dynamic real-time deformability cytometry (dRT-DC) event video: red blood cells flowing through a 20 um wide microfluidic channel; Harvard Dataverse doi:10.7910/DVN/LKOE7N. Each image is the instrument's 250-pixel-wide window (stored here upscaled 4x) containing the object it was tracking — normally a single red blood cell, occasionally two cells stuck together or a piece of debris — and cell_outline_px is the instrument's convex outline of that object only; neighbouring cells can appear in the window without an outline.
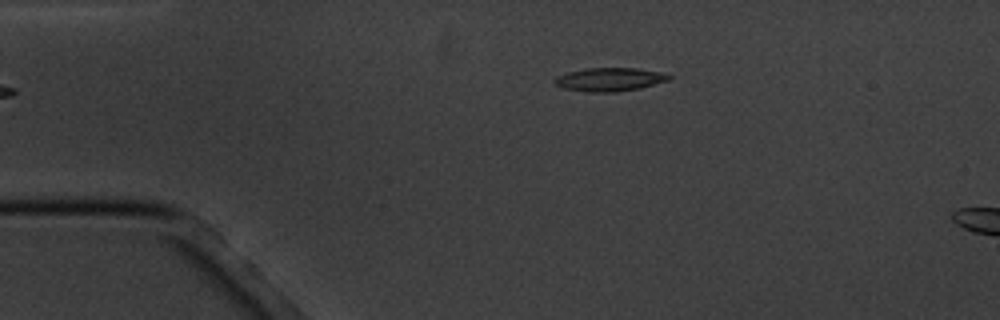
{"species": "common noctule bat (a hibernating species)", "species_latin": "Nyctalus noctula", "temperature_condition": "cold", "stored_images_in_passage": 6, "camera_frame_rate_fps": 3000, "um_per_image_px": 0.085, "animal": {"sex": "male", "body_mass_g": 20.1, "forearm_length_mm": 53.5}, "frame": {"image": 1, "passage_image": 6, "time_ms": 5.667, "image_size_px": [1000, 320], "cell_outline_px": [[672, 80], [640, 88], [616, 92], [588, 92], [564, 88], [556, 84], [552, 80], [556, 76], [568, 72], [588, 68], [636, 68], [660, 72], [672, 76]], "centroid_in_image_um": [51.84, 6.75], "position_along_channel_um": 33.2, "area_um2": 15.66}}